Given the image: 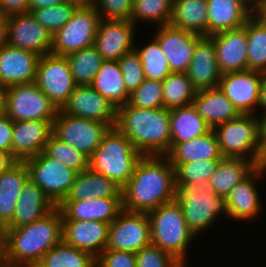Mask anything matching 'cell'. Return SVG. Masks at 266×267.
<instances>
[{"label": "cell", "mask_w": 266, "mask_h": 267, "mask_svg": "<svg viewBox=\"0 0 266 267\" xmlns=\"http://www.w3.org/2000/svg\"><path fill=\"white\" fill-rule=\"evenodd\" d=\"M162 85L163 107L170 110L192 104L197 93L187 73L171 72Z\"/></svg>", "instance_id": "cell-36"}, {"label": "cell", "mask_w": 266, "mask_h": 267, "mask_svg": "<svg viewBox=\"0 0 266 267\" xmlns=\"http://www.w3.org/2000/svg\"><path fill=\"white\" fill-rule=\"evenodd\" d=\"M221 159L195 160L186 163H171L175 168L176 187L207 184Z\"/></svg>", "instance_id": "cell-39"}, {"label": "cell", "mask_w": 266, "mask_h": 267, "mask_svg": "<svg viewBox=\"0 0 266 267\" xmlns=\"http://www.w3.org/2000/svg\"><path fill=\"white\" fill-rule=\"evenodd\" d=\"M100 21L94 6L78 7L71 19L52 36L51 53L66 56L93 46Z\"/></svg>", "instance_id": "cell-9"}, {"label": "cell", "mask_w": 266, "mask_h": 267, "mask_svg": "<svg viewBox=\"0 0 266 267\" xmlns=\"http://www.w3.org/2000/svg\"><path fill=\"white\" fill-rule=\"evenodd\" d=\"M147 215L151 244L170 253L185 267L186 251L196 237L186 224L181 205L175 199L147 212Z\"/></svg>", "instance_id": "cell-5"}, {"label": "cell", "mask_w": 266, "mask_h": 267, "mask_svg": "<svg viewBox=\"0 0 266 267\" xmlns=\"http://www.w3.org/2000/svg\"><path fill=\"white\" fill-rule=\"evenodd\" d=\"M111 127L96 120L85 119L57 111L52 122V134L90 157Z\"/></svg>", "instance_id": "cell-11"}, {"label": "cell", "mask_w": 266, "mask_h": 267, "mask_svg": "<svg viewBox=\"0 0 266 267\" xmlns=\"http://www.w3.org/2000/svg\"><path fill=\"white\" fill-rule=\"evenodd\" d=\"M187 75L199 90L219 87L221 72L218 68L213 40L203 36L196 44Z\"/></svg>", "instance_id": "cell-26"}, {"label": "cell", "mask_w": 266, "mask_h": 267, "mask_svg": "<svg viewBox=\"0 0 266 267\" xmlns=\"http://www.w3.org/2000/svg\"><path fill=\"white\" fill-rule=\"evenodd\" d=\"M16 162L10 154L0 151V174L7 171Z\"/></svg>", "instance_id": "cell-56"}, {"label": "cell", "mask_w": 266, "mask_h": 267, "mask_svg": "<svg viewBox=\"0 0 266 267\" xmlns=\"http://www.w3.org/2000/svg\"><path fill=\"white\" fill-rule=\"evenodd\" d=\"M6 115V93L5 88L0 86V116Z\"/></svg>", "instance_id": "cell-59"}, {"label": "cell", "mask_w": 266, "mask_h": 267, "mask_svg": "<svg viewBox=\"0 0 266 267\" xmlns=\"http://www.w3.org/2000/svg\"><path fill=\"white\" fill-rule=\"evenodd\" d=\"M134 0H95L94 8L103 20H129Z\"/></svg>", "instance_id": "cell-47"}, {"label": "cell", "mask_w": 266, "mask_h": 267, "mask_svg": "<svg viewBox=\"0 0 266 267\" xmlns=\"http://www.w3.org/2000/svg\"><path fill=\"white\" fill-rule=\"evenodd\" d=\"M62 241V214L55 206L29 225L6 229V244L1 265L24 267L39 263L45 253Z\"/></svg>", "instance_id": "cell-2"}, {"label": "cell", "mask_w": 266, "mask_h": 267, "mask_svg": "<svg viewBox=\"0 0 266 267\" xmlns=\"http://www.w3.org/2000/svg\"><path fill=\"white\" fill-rule=\"evenodd\" d=\"M259 107L266 113V72H262V80L260 84V96H259Z\"/></svg>", "instance_id": "cell-57"}, {"label": "cell", "mask_w": 266, "mask_h": 267, "mask_svg": "<svg viewBox=\"0 0 266 267\" xmlns=\"http://www.w3.org/2000/svg\"><path fill=\"white\" fill-rule=\"evenodd\" d=\"M142 156L124 134L112 127L89 157V169L112 179L122 188L131 178Z\"/></svg>", "instance_id": "cell-4"}, {"label": "cell", "mask_w": 266, "mask_h": 267, "mask_svg": "<svg viewBox=\"0 0 266 267\" xmlns=\"http://www.w3.org/2000/svg\"><path fill=\"white\" fill-rule=\"evenodd\" d=\"M211 129L193 104L170 110L171 143L188 142Z\"/></svg>", "instance_id": "cell-33"}, {"label": "cell", "mask_w": 266, "mask_h": 267, "mask_svg": "<svg viewBox=\"0 0 266 267\" xmlns=\"http://www.w3.org/2000/svg\"><path fill=\"white\" fill-rule=\"evenodd\" d=\"M176 188L175 199L181 205L186 224L195 236L213 226L221 213L226 215L224 198L216 195L208 184Z\"/></svg>", "instance_id": "cell-7"}, {"label": "cell", "mask_w": 266, "mask_h": 267, "mask_svg": "<svg viewBox=\"0 0 266 267\" xmlns=\"http://www.w3.org/2000/svg\"><path fill=\"white\" fill-rule=\"evenodd\" d=\"M57 207L62 220H96L109 224L123 210L122 197L63 200Z\"/></svg>", "instance_id": "cell-23"}, {"label": "cell", "mask_w": 266, "mask_h": 267, "mask_svg": "<svg viewBox=\"0 0 266 267\" xmlns=\"http://www.w3.org/2000/svg\"><path fill=\"white\" fill-rule=\"evenodd\" d=\"M207 14L206 0H173L169 25L207 36Z\"/></svg>", "instance_id": "cell-34"}, {"label": "cell", "mask_w": 266, "mask_h": 267, "mask_svg": "<svg viewBox=\"0 0 266 267\" xmlns=\"http://www.w3.org/2000/svg\"><path fill=\"white\" fill-rule=\"evenodd\" d=\"M40 55L9 45L0 49V86L35 82Z\"/></svg>", "instance_id": "cell-22"}, {"label": "cell", "mask_w": 266, "mask_h": 267, "mask_svg": "<svg viewBox=\"0 0 266 267\" xmlns=\"http://www.w3.org/2000/svg\"><path fill=\"white\" fill-rule=\"evenodd\" d=\"M256 13L266 21V0H262L259 8L256 10Z\"/></svg>", "instance_id": "cell-62"}, {"label": "cell", "mask_w": 266, "mask_h": 267, "mask_svg": "<svg viewBox=\"0 0 266 267\" xmlns=\"http://www.w3.org/2000/svg\"><path fill=\"white\" fill-rule=\"evenodd\" d=\"M165 156L170 163H186L223 157L217 136L212 129L207 134L188 142L171 143V148Z\"/></svg>", "instance_id": "cell-29"}, {"label": "cell", "mask_w": 266, "mask_h": 267, "mask_svg": "<svg viewBox=\"0 0 266 267\" xmlns=\"http://www.w3.org/2000/svg\"><path fill=\"white\" fill-rule=\"evenodd\" d=\"M257 166L248 159L222 157L207 184L224 199Z\"/></svg>", "instance_id": "cell-30"}, {"label": "cell", "mask_w": 266, "mask_h": 267, "mask_svg": "<svg viewBox=\"0 0 266 267\" xmlns=\"http://www.w3.org/2000/svg\"><path fill=\"white\" fill-rule=\"evenodd\" d=\"M221 74L248 69L246 23L244 26L210 36Z\"/></svg>", "instance_id": "cell-20"}, {"label": "cell", "mask_w": 266, "mask_h": 267, "mask_svg": "<svg viewBox=\"0 0 266 267\" xmlns=\"http://www.w3.org/2000/svg\"><path fill=\"white\" fill-rule=\"evenodd\" d=\"M13 121L7 116H0V151L12 156Z\"/></svg>", "instance_id": "cell-51"}, {"label": "cell", "mask_w": 266, "mask_h": 267, "mask_svg": "<svg viewBox=\"0 0 266 267\" xmlns=\"http://www.w3.org/2000/svg\"><path fill=\"white\" fill-rule=\"evenodd\" d=\"M96 267H136L133 252L105 248L96 258Z\"/></svg>", "instance_id": "cell-49"}, {"label": "cell", "mask_w": 266, "mask_h": 267, "mask_svg": "<svg viewBox=\"0 0 266 267\" xmlns=\"http://www.w3.org/2000/svg\"><path fill=\"white\" fill-rule=\"evenodd\" d=\"M65 1L66 0H30L28 12H31L32 10L60 5Z\"/></svg>", "instance_id": "cell-53"}, {"label": "cell", "mask_w": 266, "mask_h": 267, "mask_svg": "<svg viewBox=\"0 0 266 267\" xmlns=\"http://www.w3.org/2000/svg\"><path fill=\"white\" fill-rule=\"evenodd\" d=\"M76 85H91L104 61L93 45L66 55Z\"/></svg>", "instance_id": "cell-37"}, {"label": "cell", "mask_w": 266, "mask_h": 267, "mask_svg": "<svg viewBox=\"0 0 266 267\" xmlns=\"http://www.w3.org/2000/svg\"><path fill=\"white\" fill-rule=\"evenodd\" d=\"M192 104L212 129L241 115L219 87L197 91Z\"/></svg>", "instance_id": "cell-28"}, {"label": "cell", "mask_w": 266, "mask_h": 267, "mask_svg": "<svg viewBox=\"0 0 266 267\" xmlns=\"http://www.w3.org/2000/svg\"><path fill=\"white\" fill-rule=\"evenodd\" d=\"M154 36L168 60L170 71L187 73L196 44L203 36L169 24L159 26Z\"/></svg>", "instance_id": "cell-14"}, {"label": "cell", "mask_w": 266, "mask_h": 267, "mask_svg": "<svg viewBox=\"0 0 266 267\" xmlns=\"http://www.w3.org/2000/svg\"><path fill=\"white\" fill-rule=\"evenodd\" d=\"M248 70L266 72V21L256 12L246 21Z\"/></svg>", "instance_id": "cell-35"}, {"label": "cell", "mask_w": 266, "mask_h": 267, "mask_svg": "<svg viewBox=\"0 0 266 267\" xmlns=\"http://www.w3.org/2000/svg\"><path fill=\"white\" fill-rule=\"evenodd\" d=\"M8 45L40 56L51 53L52 35L31 14L7 16Z\"/></svg>", "instance_id": "cell-16"}, {"label": "cell", "mask_w": 266, "mask_h": 267, "mask_svg": "<svg viewBox=\"0 0 266 267\" xmlns=\"http://www.w3.org/2000/svg\"><path fill=\"white\" fill-rule=\"evenodd\" d=\"M135 24L130 20L101 19L94 46L104 60H119L134 50Z\"/></svg>", "instance_id": "cell-18"}, {"label": "cell", "mask_w": 266, "mask_h": 267, "mask_svg": "<svg viewBox=\"0 0 266 267\" xmlns=\"http://www.w3.org/2000/svg\"><path fill=\"white\" fill-rule=\"evenodd\" d=\"M29 178L58 206L69 193L78 172L49 157L44 151L24 160Z\"/></svg>", "instance_id": "cell-8"}, {"label": "cell", "mask_w": 266, "mask_h": 267, "mask_svg": "<svg viewBox=\"0 0 266 267\" xmlns=\"http://www.w3.org/2000/svg\"><path fill=\"white\" fill-rule=\"evenodd\" d=\"M24 267H43L40 263H31V264H28Z\"/></svg>", "instance_id": "cell-64"}, {"label": "cell", "mask_w": 266, "mask_h": 267, "mask_svg": "<svg viewBox=\"0 0 266 267\" xmlns=\"http://www.w3.org/2000/svg\"><path fill=\"white\" fill-rule=\"evenodd\" d=\"M6 244V226L0 221V258H2Z\"/></svg>", "instance_id": "cell-58"}, {"label": "cell", "mask_w": 266, "mask_h": 267, "mask_svg": "<svg viewBox=\"0 0 266 267\" xmlns=\"http://www.w3.org/2000/svg\"><path fill=\"white\" fill-rule=\"evenodd\" d=\"M109 227L96 220H62V240L97 258L107 246Z\"/></svg>", "instance_id": "cell-19"}, {"label": "cell", "mask_w": 266, "mask_h": 267, "mask_svg": "<svg viewBox=\"0 0 266 267\" xmlns=\"http://www.w3.org/2000/svg\"><path fill=\"white\" fill-rule=\"evenodd\" d=\"M55 205L44 195L42 189L30 178L23 186L15 207V213L6 229L29 225L49 213Z\"/></svg>", "instance_id": "cell-27"}, {"label": "cell", "mask_w": 266, "mask_h": 267, "mask_svg": "<svg viewBox=\"0 0 266 267\" xmlns=\"http://www.w3.org/2000/svg\"><path fill=\"white\" fill-rule=\"evenodd\" d=\"M30 0H0V15L10 16L28 12Z\"/></svg>", "instance_id": "cell-52"}, {"label": "cell", "mask_w": 266, "mask_h": 267, "mask_svg": "<svg viewBox=\"0 0 266 267\" xmlns=\"http://www.w3.org/2000/svg\"><path fill=\"white\" fill-rule=\"evenodd\" d=\"M28 179L29 171L25 162L17 161L0 174V192L20 193Z\"/></svg>", "instance_id": "cell-48"}, {"label": "cell", "mask_w": 266, "mask_h": 267, "mask_svg": "<svg viewBox=\"0 0 266 267\" xmlns=\"http://www.w3.org/2000/svg\"><path fill=\"white\" fill-rule=\"evenodd\" d=\"M118 63L129 94L134 92L145 80L141 59L136 50L124 54Z\"/></svg>", "instance_id": "cell-45"}, {"label": "cell", "mask_w": 266, "mask_h": 267, "mask_svg": "<svg viewBox=\"0 0 266 267\" xmlns=\"http://www.w3.org/2000/svg\"><path fill=\"white\" fill-rule=\"evenodd\" d=\"M44 152L49 157L58 160L78 173L89 169V157L87 155L58 139L53 134L49 137Z\"/></svg>", "instance_id": "cell-42"}, {"label": "cell", "mask_w": 266, "mask_h": 267, "mask_svg": "<svg viewBox=\"0 0 266 267\" xmlns=\"http://www.w3.org/2000/svg\"><path fill=\"white\" fill-rule=\"evenodd\" d=\"M39 263L43 267H96V258L62 240L48 250Z\"/></svg>", "instance_id": "cell-38"}, {"label": "cell", "mask_w": 266, "mask_h": 267, "mask_svg": "<svg viewBox=\"0 0 266 267\" xmlns=\"http://www.w3.org/2000/svg\"><path fill=\"white\" fill-rule=\"evenodd\" d=\"M8 45V20L7 16L0 15V49Z\"/></svg>", "instance_id": "cell-55"}, {"label": "cell", "mask_w": 266, "mask_h": 267, "mask_svg": "<svg viewBox=\"0 0 266 267\" xmlns=\"http://www.w3.org/2000/svg\"><path fill=\"white\" fill-rule=\"evenodd\" d=\"M69 3L76 4L78 7L94 6L95 0H66Z\"/></svg>", "instance_id": "cell-60"}, {"label": "cell", "mask_w": 266, "mask_h": 267, "mask_svg": "<svg viewBox=\"0 0 266 267\" xmlns=\"http://www.w3.org/2000/svg\"><path fill=\"white\" fill-rule=\"evenodd\" d=\"M207 36L237 29L256 12L245 0H206Z\"/></svg>", "instance_id": "cell-25"}, {"label": "cell", "mask_w": 266, "mask_h": 267, "mask_svg": "<svg viewBox=\"0 0 266 267\" xmlns=\"http://www.w3.org/2000/svg\"><path fill=\"white\" fill-rule=\"evenodd\" d=\"M139 54L146 79L163 81L171 73L168 60L159 43L154 38L143 48H134Z\"/></svg>", "instance_id": "cell-41"}, {"label": "cell", "mask_w": 266, "mask_h": 267, "mask_svg": "<svg viewBox=\"0 0 266 267\" xmlns=\"http://www.w3.org/2000/svg\"><path fill=\"white\" fill-rule=\"evenodd\" d=\"M35 83L58 110L67 103L76 86L66 56L52 53L40 56Z\"/></svg>", "instance_id": "cell-12"}, {"label": "cell", "mask_w": 266, "mask_h": 267, "mask_svg": "<svg viewBox=\"0 0 266 267\" xmlns=\"http://www.w3.org/2000/svg\"><path fill=\"white\" fill-rule=\"evenodd\" d=\"M255 11L259 8L262 0H245ZM252 2V3H251Z\"/></svg>", "instance_id": "cell-63"}, {"label": "cell", "mask_w": 266, "mask_h": 267, "mask_svg": "<svg viewBox=\"0 0 266 267\" xmlns=\"http://www.w3.org/2000/svg\"><path fill=\"white\" fill-rule=\"evenodd\" d=\"M256 117L257 114L240 115L212 129L217 136L223 157L248 159L257 166L260 148L259 118Z\"/></svg>", "instance_id": "cell-6"}, {"label": "cell", "mask_w": 266, "mask_h": 267, "mask_svg": "<svg viewBox=\"0 0 266 267\" xmlns=\"http://www.w3.org/2000/svg\"><path fill=\"white\" fill-rule=\"evenodd\" d=\"M136 267H184L170 253L150 244L135 253Z\"/></svg>", "instance_id": "cell-46"}, {"label": "cell", "mask_w": 266, "mask_h": 267, "mask_svg": "<svg viewBox=\"0 0 266 267\" xmlns=\"http://www.w3.org/2000/svg\"><path fill=\"white\" fill-rule=\"evenodd\" d=\"M262 72L243 70L221 75L219 88L241 115H255L259 106Z\"/></svg>", "instance_id": "cell-15"}, {"label": "cell", "mask_w": 266, "mask_h": 267, "mask_svg": "<svg viewBox=\"0 0 266 267\" xmlns=\"http://www.w3.org/2000/svg\"><path fill=\"white\" fill-rule=\"evenodd\" d=\"M151 244L148 215L122 210L110 224L107 249L136 253Z\"/></svg>", "instance_id": "cell-13"}, {"label": "cell", "mask_w": 266, "mask_h": 267, "mask_svg": "<svg viewBox=\"0 0 266 267\" xmlns=\"http://www.w3.org/2000/svg\"><path fill=\"white\" fill-rule=\"evenodd\" d=\"M173 0H134L130 21L137 24V21L156 22L162 26L168 25L171 19Z\"/></svg>", "instance_id": "cell-40"}, {"label": "cell", "mask_w": 266, "mask_h": 267, "mask_svg": "<svg viewBox=\"0 0 266 267\" xmlns=\"http://www.w3.org/2000/svg\"><path fill=\"white\" fill-rule=\"evenodd\" d=\"M20 193L0 192V221L7 226L15 213V207Z\"/></svg>", "instance_id": "cell-50"}, {"label": "cell", "mask_w": 266, "mask_h": 267, "mask_svg": "<svg viewBox=\"0 0 266 267\" xmlns=\"http://www.w3.org/2000/svg\"><path fill=\"white\" fill-rule=\"evenodd\" d=\"M263 114L264 115L262 117L258 116L260 154L266 149V113Z\"/></svg>", "instance_id": "cell-54"}, {"label": "cell", "mask_w": 266, "mask_h": 267, "mask_svg": "<svg viewBox=\"0 0 266 267\" xmlns=\"http://www.w3.org/2000/svg\"><path fill=\"white\" fill-rule=\"evenodd\" d=\"M78 6L65 1L60 5L32 10L33 17L53 36L72 17Z\"/></svg>", "instance_id": "cell-43"}, {"label": "cell", "mask_w": 266, "mask_h": 267, "mask_svg": "<svg viewBox=\"0 0 266 267\" xmlns=\"http://www.w3.org/2000/svg\"><path fill=\"white\" fill-rule=\"evenodd\" d=\"M6 115L13 121H54L58 109L35 82L5 88Z\"/></svg>", "instance_id": "cell-10"}, {"label": "cell", "mask_w": 266, "mask_h": 267, "mask_svg": "<svg viewBox=\"0 0 266 267\" xmlns=\"http://www.w3.org/2000/svg\"><path fill=\"white\" fill-rule=\"evenodd\" d=\"M52 122L45 120L13 122L12 157L16 161H24L44 151L52 134Z\"/></svg>", "instance_id": "cell-21"}, {"label": "cell", "mask_w": 266, "mask_h": 267, "mask_svg": "<svg viewBox=\"0 0 266 267\" xmlns=\"http://www.w3.org/2000/svg\"><path fill=\"white\" fill-rule=\"evenodd\" d=\"M264 173L256 167L246 178L237 184L227 195L225 200L226 216L242 220L255 219L262 210L258 189L255 186L256 178Z\"/></svg>", "instance_id": "cell-24"}, {"label": "cell", "mask_w": 266, "mask_h": 267, "mask_svg": "<svg viewBox=\"0 0 266 267\" xmlns=\"http://www.w3.org/2000/svg\"><path fill=\"white\" fill-rule=\"evenodd\" d=\"M175 168L166 156H142L134 173L122 187V207L131 212H149L175 200Z\"/></svg>", "instance_id": "cell-1"}, {"label": "cell", "mask_w": 266, "mask_h": 267, "mask_svg": "<svg viewBox=\"0 0 266 267\" xmlns=\"http://www.w3.org/2000/svg\"><path fill=\"white\" fill-rule=\"evenodd\" d=\"M116 108L128 103V93L117 60H104L90 85Z\"/></svg>", "instance_id": "cell-32"}, {"label": "cell", "mask_w": 266, "mask_h": 267, "mask_svg": "<svg viewBox=\"0 0 266 267\" xmlns=\"http://www.w3.org/2000/svg\"><path fill=\"white\" fill-rule=\"evenodd\" d=\"M65 114L96 120L115 127L117 108L90 85H76L61 109Z\"/></svg>", "instance_id": "cell-17"}, {"label": "cell", "mask_w": 266, "mask_h": 267, "mask_svg": "<svg viewBox=\"0 0 266 267\" xmlns=\"http://www.w3.org/2000/svg\"><path fill=\"white\" fill-rule=\"evenodd\" d=\"M121 190L122 188L112 179L87 169L77 174L64 200L122 197Z\"/></svg>", "instance_id": "cell-31"}, {"label": "cell", "mask_w": 266, "mask_h": 267, "mask_svg": "<svg viewBox=\"0 0 266 267\" xmlns=\"http://www.w3.org/2000/svg\"><path fill=\"white\" fill-rule=\"evenodd\" d=\"M128 105L144 109L163 107L162 81L146 79L130 94Z\"/></svg>", "instance_id": "cell-44"}, {"label": "cell", "mask_w": 266, "mask_h": 267, "mask_svg": "<svg viewBox=\"0 0 266 267\" xmlns=\"http://www.w3.org/2000/svg\"><path fill=\"white\" fill-rule=\"evenodd\" d=\"M257 167L263 172H266V149L260 154Z\"/></svg>", "instance_id": "cell-61"}, {"label": "cell", "mask_w": 266, "mask_h": 267, "mask_svg": "<svg viewBox=\"0 0 266 267\" xmlns=\"http://www.w3.org/2000/svg\"><path fill=\"white\" fill-rule=\"evenodd\" d=\"M115 127L143 156H165L171 148L170 109L117 108Z\"/></svg>", "instance_id": "cell-3"}]
</instances>
